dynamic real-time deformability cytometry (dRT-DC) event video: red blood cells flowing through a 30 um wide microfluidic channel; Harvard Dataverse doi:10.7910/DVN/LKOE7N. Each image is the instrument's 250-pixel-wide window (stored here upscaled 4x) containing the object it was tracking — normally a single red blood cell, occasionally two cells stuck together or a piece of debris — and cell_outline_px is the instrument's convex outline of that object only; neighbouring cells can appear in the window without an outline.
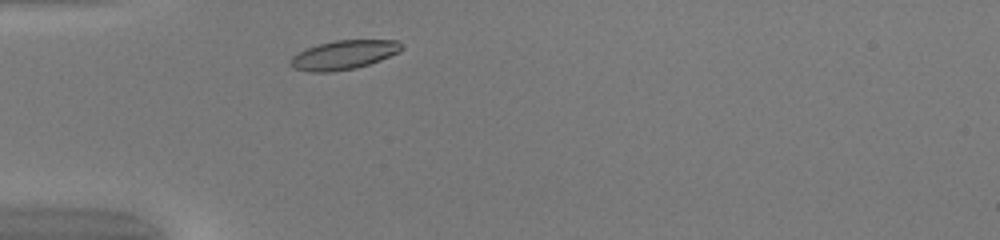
{"species": "common noctule bat (a hibernating species)", "species_latin": "Nyctalus noctula", "temperature_condition": "warm", "stored_images_in_passage": 32, "camera_frame_rate_fps": 3000, "um_per_image_px": 0.085, "animal": {"sex": "female", "body_mass_g": 20.0, "forearm_length_mm": 54.0}, "frame": {"image": 1, "passage_image": 3, "time_ms": 0.667, "image_size_px": [1000, 240], "cell_outline_px": [[404, 48], [400, 52], [380, 60], [356, 68], [332, 72], [308, 72], [292, 68], [288, 64], [288, 60], [292, 56], [308, 48], [320, 44], [336, 40], [400, 40], [404, 44]], "centroid_in_image_um": [29.23, 4.67], "position_along_channel_um": 55.8, "area_um2": 19.02}}
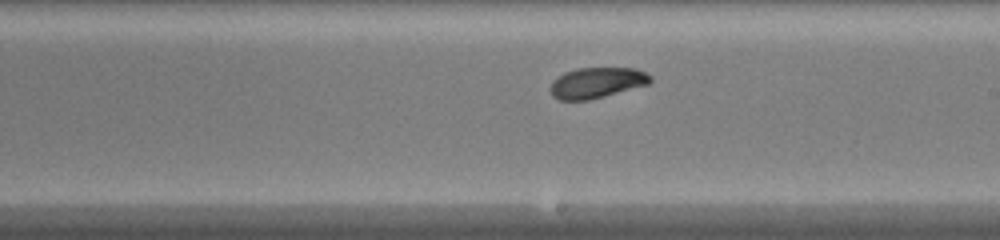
{"frame": {"image": 2, "passage_image": 17, "time_ms": 5.333, "image_size_px": [1000, 240], "cell_outline_px": [[652, 80], [648, 84], [604, 96], [588, 100], [560, 100], [552, 96], [548, 88], [552, 80], [564, 72], [580, 68], [636, 68], [652, 76]], "centroid_in_image_um": [50.68, 7.03], "position_along_channel_um": 238.3, "area_um2": 17.92}}
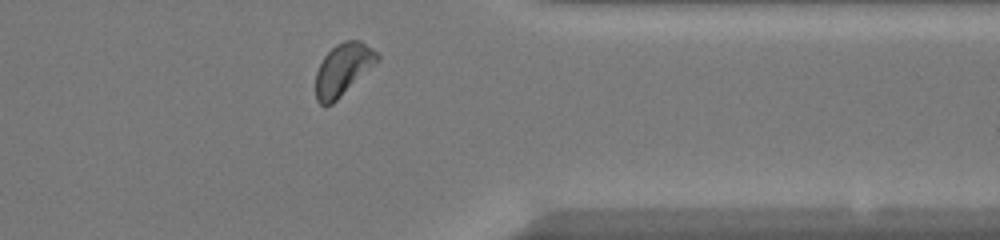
{"frame": {"image": 3, "passage_image": 28, "time_ms": 9.0, "image_size_px": [1000, 240], "cell_outline_px": [[380, 60], [332, 104], [324, 108], [316, 100], [316, 72], [324, 56], [336, 44], [344, 40], [360, 40], [372, 48], [380, 56]], "centroid_in_image_um": [29.15, 5.91], "position_along_channel_um": 382.2, "area_um2": 18.67}, "authors_computed_cell_mechanics": {"area_um2": 18.1492, "velocity_mm_per_s": 4.1326, "shape_relaxation_time_tau1_ms": 4.7889, "shape_relaxation_time_tau2_ms": 1.896, "deformation_change_tau1": 0.115, "deformation_change_tau2": 0.0565}}